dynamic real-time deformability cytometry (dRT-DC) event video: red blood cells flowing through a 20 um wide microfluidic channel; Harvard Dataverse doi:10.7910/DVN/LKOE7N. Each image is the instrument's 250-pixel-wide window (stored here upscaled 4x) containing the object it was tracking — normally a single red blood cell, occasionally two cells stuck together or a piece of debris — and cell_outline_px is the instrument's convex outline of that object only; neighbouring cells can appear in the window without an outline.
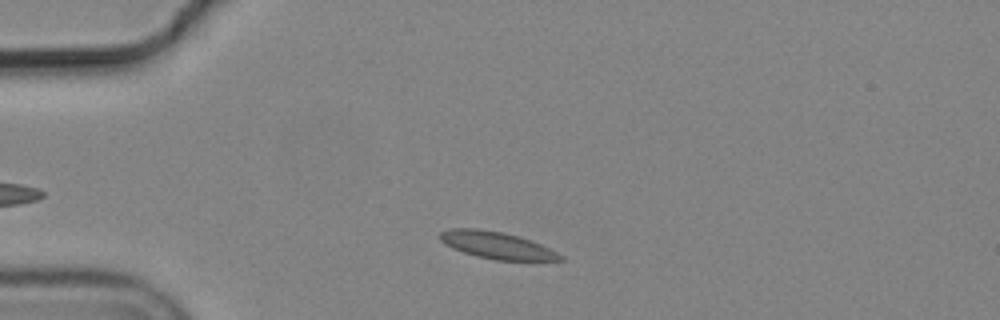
{"species": "common noctule bat (a hibernating species)", "species_latin": "Nyctalus noctula", "temperature_condition": "cold", "stored_images_in_passage": 2, "camera_frame_rate_fps": 3000, "um_per_image_px": 0.085, "animal": {"sex": "male", "body_mass_g": 19.2, "forearm_length_mm": 51.8}, "frame": {"image": 1, "passage_image": 1, "time_ms": 0.0, "image_size_px": [1000, 320], "cell_outline_px": [[564, 260], [496, 260], [476, 256], [452, 248], [444, 244], [440, 240], [440, 232], [452, 228], [476, 228], [504, 232], [520, 236], [540, 244], [564, 256]], "centroid_in_image_um": [42.2, 20.84], "position_along_channel_um": 42.8, "area_um2": 18.84}}